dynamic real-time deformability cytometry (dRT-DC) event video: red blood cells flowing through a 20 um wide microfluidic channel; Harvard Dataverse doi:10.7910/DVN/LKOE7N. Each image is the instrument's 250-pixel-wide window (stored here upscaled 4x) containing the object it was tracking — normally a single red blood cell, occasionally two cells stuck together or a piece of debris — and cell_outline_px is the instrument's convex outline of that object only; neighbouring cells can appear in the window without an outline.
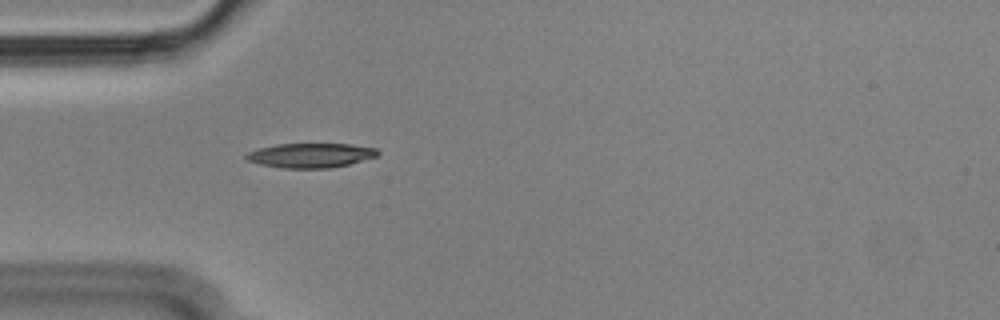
{"species": "Egyptian fruit bat (a non-hibernating species)", "species_latin": "Rousettus aegyptiacus", "temperature_condition": "cold", "stored_images_in_passage": 32, "camera_frame_rate_fps": 3000, "um_per_image_px": 0.085, "animal": {"sex": "male"}, "frame": {"image": 1, "passage_image": 1, "time_ms": 0.0, "image_size_px": [1000, 320], "cell_outline_px": [[380, 152], [376, 156], [348, 164], [332, 168], [284, 168], [260, 164], [248, 160], [244, 156], [248, 152], [260, 148], [276, 144], [352, 144], [376, 148]], "centroid_in_image_um": [26.41, 13.2], "position_along_channel_um": 58.6, "area_um2": 18.61}}
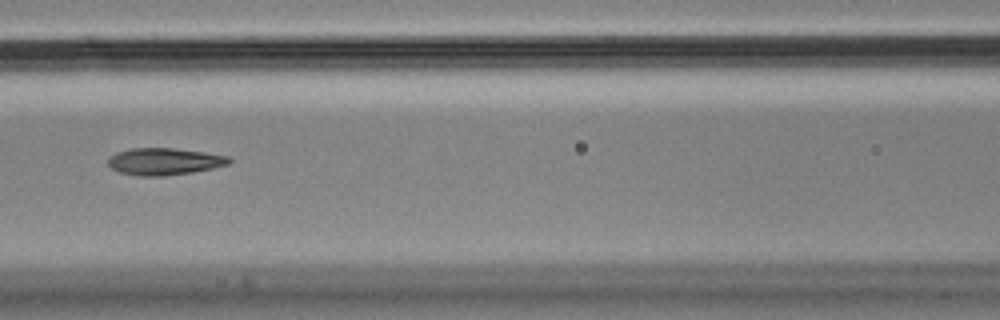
{"frame": {"image": 2, "passage_image": 9, "time_ms": 2.667, "image_size_px": [1000, 320], "cell_outline_px": [[232, 160], [228, 164], [212, 168], [192, 172], [164, 176], [140, 176], [120, 172], [112, 168], [108, 164], [108, 156], [116, 152], [132, 148], [172, 148], [204, 152], [228, 156]], "centroid_in_image_um": [13.94, 13.72], "position_along_channel_um": 152.7, "area_um2": 18.96}}
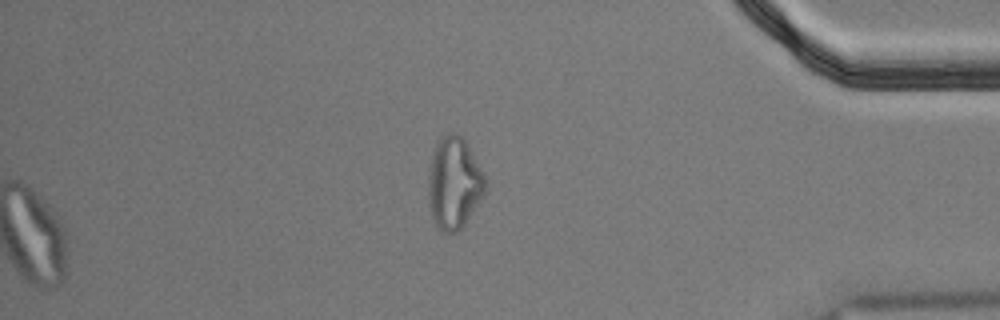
{"frame": {"image": 3, "passage_image": 32, "time_ms": 10.333, "image_size_px": [1000, 320], "cell_outline_px": [[488, 184], [484, 192], [464, 224], [456, 232], [444, 232], [436, 224], [432, 216], [428, 204], [428, 172], [432, 152], [436, 140], [440, 136], [448, 132], [456, 132], [468, 144], [484, 172]], "centroid_in_image_um": [38.58, 15.48], "position_along_channel_um": 396.6, "area_um2": 30.75}, "authors_computed_cell_mechanics": {"area_um2": 19.074, "velocity_mm_per_s": 3.6003, "shape_relaxation_time_tau1_ms": null, "shape_relaxation_time_tau2_ms": 3.7498, "deformation_change_tau1": null, "deformation_change_tau2": 0.1335}}